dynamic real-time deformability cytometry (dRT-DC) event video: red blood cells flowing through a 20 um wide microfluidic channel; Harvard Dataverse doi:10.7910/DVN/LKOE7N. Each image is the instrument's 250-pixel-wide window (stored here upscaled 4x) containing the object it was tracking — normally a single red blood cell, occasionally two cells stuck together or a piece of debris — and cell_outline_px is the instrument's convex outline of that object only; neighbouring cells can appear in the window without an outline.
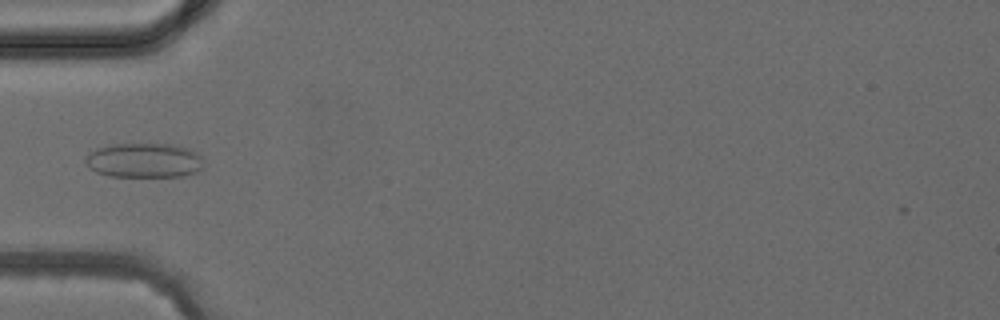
{"species": "common noctule bat (a hibernating species)", "species_latin": "Nyctalus noctula", "temperature_condition": "cold", "stored_images_in_passage": 3, "camera_frame_rate_fps": 3000, "um_per_image_px": 0.085, "animal": {"sex": "female", "body_mass_g": 24.6, "forearm_length_mm": 56.2}, "frame": {"image": 1, "passage_image": 3, "time_ms": 3.667, "image_size_px": [1000, 320], "cell_outline_px": [[204, 168], [196, 172], [184, 176], [108, 176], [96, 172], [84, 160], [88, 152], [96, 148], [108, 144], [172, 144], [188, 148], [196, 152], [200, 156]], "centroid_in_image_um": [12.25, 13.62], "position_along_channel_um": 72.8, "area_um2": 23.93}}